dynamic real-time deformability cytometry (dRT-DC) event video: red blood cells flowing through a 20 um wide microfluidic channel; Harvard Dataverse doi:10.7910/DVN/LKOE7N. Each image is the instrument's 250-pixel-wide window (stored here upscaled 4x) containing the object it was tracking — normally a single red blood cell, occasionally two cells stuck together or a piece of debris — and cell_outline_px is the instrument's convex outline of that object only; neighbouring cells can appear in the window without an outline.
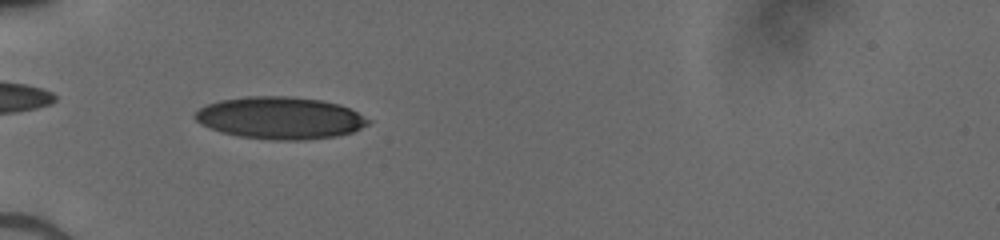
{"species": "human", "species_latin": "Homo sapiens", "temperature_condition": "cold", "stored_images_in_passage": 52, "camera_frame_rate_fps": 3000, "um_per_image_px": 0.085, "donor": {"sex": "male"}, "frame": {"image": 1, "passage_image": 19, "time_ms": 6.0, "image_size_px": [1000, 240], "cell_outline_px": [[372, 120], [368, 124], [352, 132], [336, 136], [300, 140], [272, 140], [240, 136], [220, 132], [200, 124], [192, 116], [200, 108], [208, 104], [220, 100], [244, 96], [292, 96], [320, 100], [340, 104]], "centroid_in_image_um": [23.79, 10.02], "position_along_channel_um": 61.2, "area_um2": 42.54}}
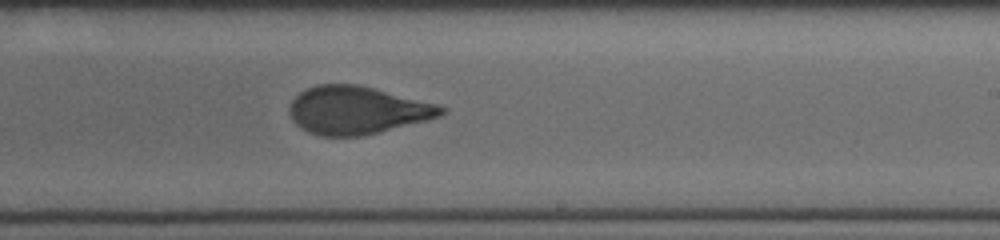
{"frame": {"image": 2, "passage_image": 34, "time_ms": 11.0, "image_size_px": [1000, 240], "cell_outline_px": [[448, 108], [440, 116], [428, 120], [364, 136], [320, 136], [308, 132], [300, 128], [292, 120], [288, 108], [292, 100], [300, 92], [316, 84], [356, 84], [436, 104]], "centroid_in_image_um": [30.32, 9.38], "position_along_channel_um": 258.7, "area_um2": 42.19}}
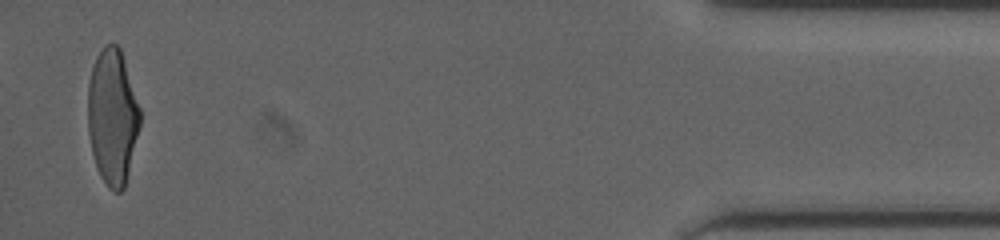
{"frame": {"image": 3, "passage_image": 51, "time_ms": 16.667, "image_size_px": [1000, 240], "cell_outline_px": [[140, 124], [124, 188], [120, 192], [112, 192], [108, 188], [100, 176], [96, 168], [92, 152], [88, 132], [88, 84], [92, 68], [96, 56], [104, 44], [116, 44], [120, 48], [140, 108]], "centroid_in_image_um": [9.54, 9.93], "position_along_channel_um": 425.7, "area_um2": 41.04}}